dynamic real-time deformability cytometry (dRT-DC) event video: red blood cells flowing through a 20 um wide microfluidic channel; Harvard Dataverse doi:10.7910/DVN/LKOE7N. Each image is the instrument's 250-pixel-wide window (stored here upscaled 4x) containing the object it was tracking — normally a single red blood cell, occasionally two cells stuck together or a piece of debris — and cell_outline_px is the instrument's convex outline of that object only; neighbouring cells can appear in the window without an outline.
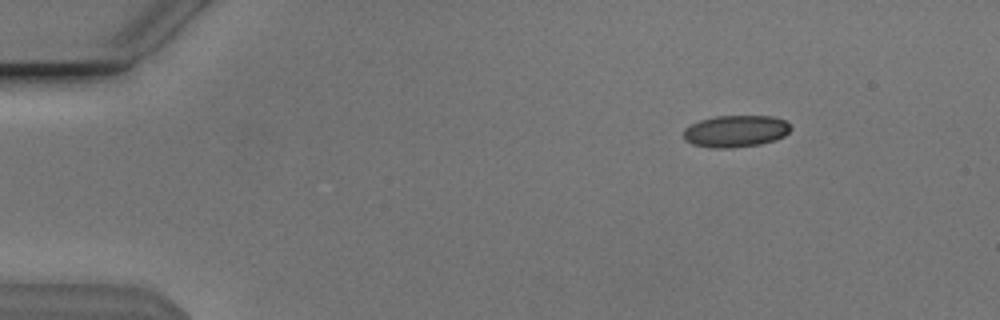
{"species": "Egyptian fruit bat (a non-hibernating species)", "species_latin": "Rousettus aegyptiacus", "temperature_condition": "cold", "stored_images_in_passage": 47, "camera_frame_rate_fps": 3000, "um_per_image_px": 0.085, "animal": {"sex": "male"}, "frame": {"image": 1, "passage_image": 1, "time_ms": 0.0, "image_size_px": [1000, 320], "cell_outline_px": [[792, 128], [784, 136], [760, 144], [732, 148], [708, 148], [692, 144], [684, 140], [684, 128], [700, 120], [716, 116], [772, 116], [784, 120]], "centroid_in_image_um": [62.5, 11.16], "position_along_channel_um": 22.5, "area_um2": 19.88}}
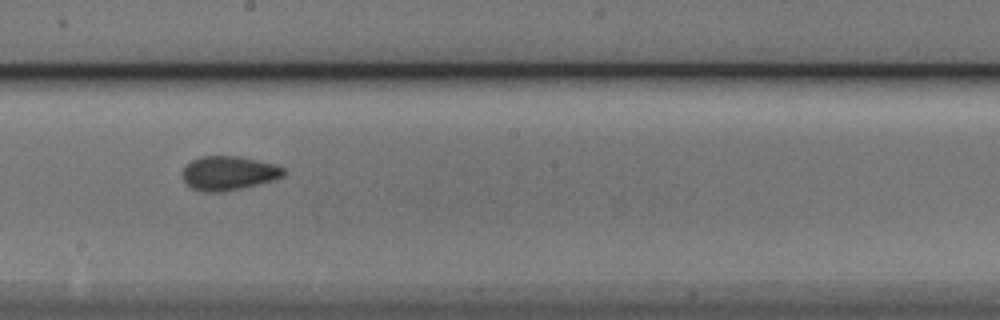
{"frame": {"image": 2, "passage_image": 24, "time_ms": 7.667, "image_size_px": [1000, 320], "cell_outline_px": [[284, 176], [272, 180], [240, 188], [220, 192], [204, 192], [192, 188], [184, 180], [180, 172], [192, 160], [200, 156], [236, 156], [256, 160], [272, 164], [284, 168]], "centroid_in_image_um": [19.38, 14.71], "position_along_channel_um": 228.8, "area_um2": 19.77}}
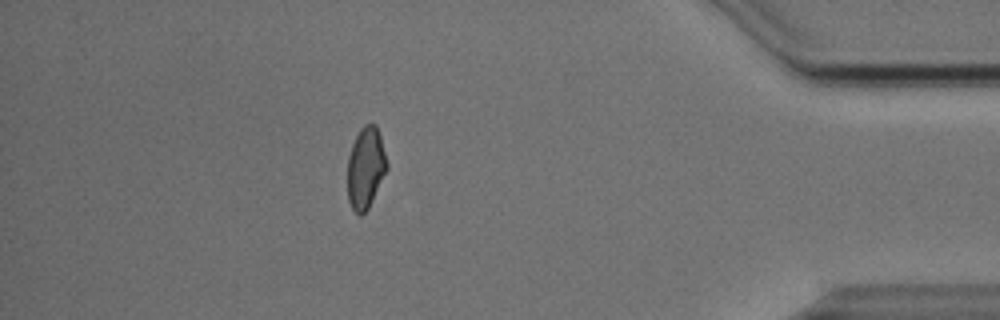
{"frame": {"image": 3, "passage_image": 41, "time_ms": 13.333, "image_size_px": [1000, 320], "cell_outline_px": [[388, 168], [368, 208], [360, 216], [352, 208], [348, 200], [348, 156], [352, 144], [360, 128], [364, 124], [376, 124], [380, 136], [388, 164]], "centroid_in_image_um": [31.08, 14.25], "position_along_channel_um": 404.1, "area_um2": 18.55}, "authors_computed_cell_mechanics": {"area_um2": 19.4208, "velocity_mm_per_s": 3.8381, "shape_relaxation_time_tau1_ms": 3.7644, "shape_relaxation_time_tau2_ms": 1.6903, "deformation_change_tau1": 0.1048, "deformation_change_tau2": 0.0573}}